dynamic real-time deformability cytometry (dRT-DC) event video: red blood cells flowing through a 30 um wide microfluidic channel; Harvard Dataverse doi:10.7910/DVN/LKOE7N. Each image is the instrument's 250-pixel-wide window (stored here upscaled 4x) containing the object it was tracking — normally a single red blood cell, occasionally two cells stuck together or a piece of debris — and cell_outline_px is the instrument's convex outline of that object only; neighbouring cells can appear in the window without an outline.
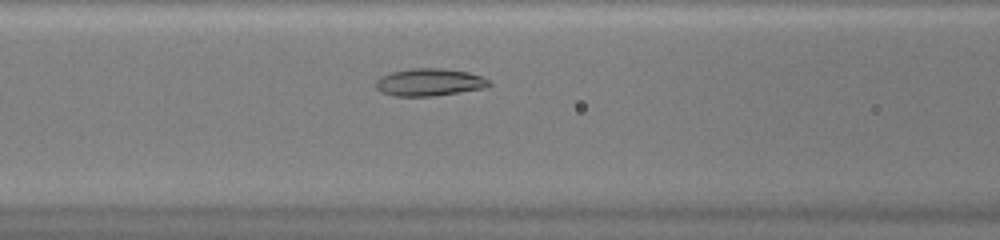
{"species": "common noctule bat (a hibernating species)", "species_latin": "Nyctalus noctula", "temperature_condition": "warm", "stored_images_in_passage": 38, "camera_frame_rate_fps": 3000, "um_per_image_px": 0.085, "animal": {"sex": "female", "body_mass_g": 20.0, "forearm_length_mm": 54.0}, "frame": {"image": 1, "passage_image": 10, "time_ms": 3.0, "image_size_px": [1000, 240], "cell_outline_px": [[492, 84], [488, 88], [432, 96], [396, 96], [380, 92], [376, 88], [376, 80], [380, 76], [392, 72], [412, 68], [440, 68], [468, 72], [484, 76], [492, 80]], "centroid_in_image_um": [36.56, 6.99], "position_along_channel_um": 130.0, "area_um2": 18.38}}
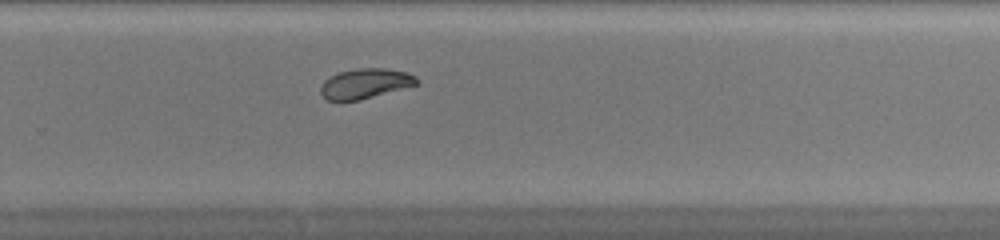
{"frame": {"image": 2, "passage_image": 22, "time_ms": 7.0, "image_size_px": [1000, 240], "cell_outline_px": [[420, 84], [360, 100], [340, 104], [328, 100], [320, 92], [320, 88], [324, 80], [340, 72], [356, 68], [384, 68], [408, 72], [416, 76]], "centroid_in_image_um": [31.04, 7.13], "position_along_channel_um": 298.8, "area_um2": 17.22}}
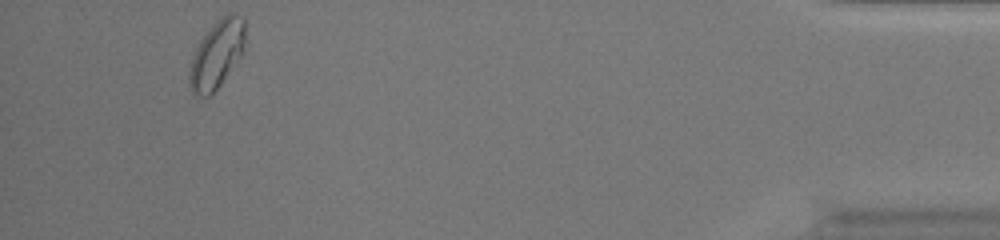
{"frame": {"image": 3, "passage_image": 35, "time_ms": 11.333, "image_size_px": [1000, 240], "cell_outline_px": [[248, 40], [244, 52], [220, 84], [208, 96], [200, 96], [192, 92], [188, 84], [188, 72], [192, 56], [200, 40], [212, 24], [220, 16], [228, 12], [232, 12], [244, 16]], "centroid_in_image_um": [18.47, 4.54], "position_along_channel_um": 416.7, "area_um2": 22.72}, "authors_computed_cell_mechanics": {"area_um2": 18.6983, "velocity_mm_per_s": 4.227, "shape_relaxation_time_tau1_ms": 7.3617, "shape_relaxation_time_tau2_ms": null, "deformation_change_tau1": 0.1694, "deformation_change_tau2": null}}